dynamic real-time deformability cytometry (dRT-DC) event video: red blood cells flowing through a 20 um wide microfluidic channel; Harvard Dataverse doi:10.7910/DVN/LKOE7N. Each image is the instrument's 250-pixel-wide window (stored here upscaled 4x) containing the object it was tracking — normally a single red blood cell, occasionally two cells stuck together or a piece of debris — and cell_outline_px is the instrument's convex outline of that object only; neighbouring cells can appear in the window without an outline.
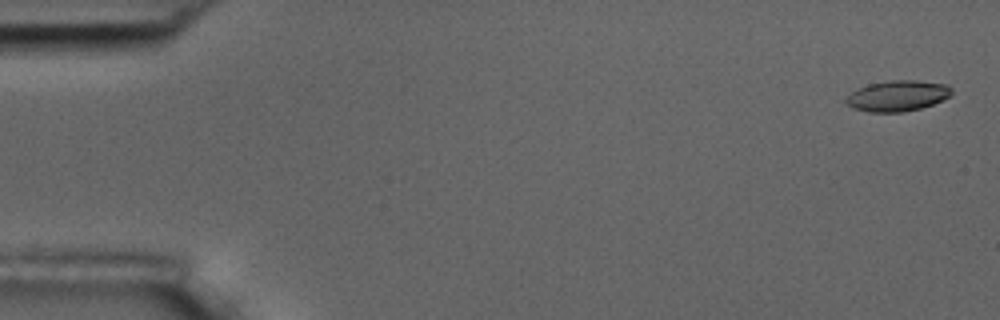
{"species": "common noctule bat (a hibernating species)", "species_latin": "Nyctalus noctula", "temperature_condition": "room temperature", "stored_images_in_passage": 7, "camera_frame_rate_fps": 3000, "um_per_image_px": 0.085, "animal": {"sex": "male", "body_mass_g": 17.5, "forearm_length_mm": 52.3}, "frame": {"image": 1, "passage_image": 1, "time_ms": 0.0, "image_size_px": [1000, 320], "cell_outline_px": [[952, 96], [932, 104], [920, 108], [904, 112], [868, 112], [852, 108], [844, 100], [852, 92], [868, 84], [892, 80], [916, 80], [948, 84], [952, 88]], "centroid_in_image_um": [76.33, 8.14], "position_along_channel_um": 8.7, "area_um2": 18.96}}
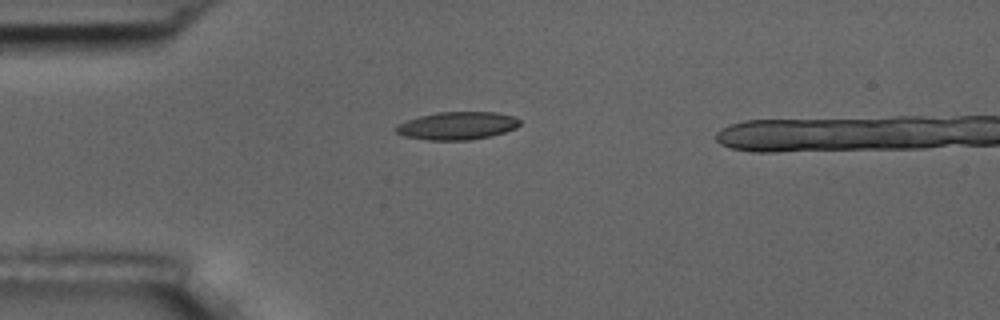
{"frame": {"image": 2, "passage_image": 5, "time_ms": 4.333, "image_size_px": [1000, 320], "cell_outline_px": [[520, 124], [516, 128], [504, 132], [488, 136], [468, 140], [428, 140], [404, 136], [396, 132], [392, 128], [408, 120], [420, 116], [436, 112], [496, 112], [512, 116], [520, 120]], "centroid_in_image_um": [38.85, 10.68], "position_along_channel_um": 46.2, "area_um2": 19.94}}